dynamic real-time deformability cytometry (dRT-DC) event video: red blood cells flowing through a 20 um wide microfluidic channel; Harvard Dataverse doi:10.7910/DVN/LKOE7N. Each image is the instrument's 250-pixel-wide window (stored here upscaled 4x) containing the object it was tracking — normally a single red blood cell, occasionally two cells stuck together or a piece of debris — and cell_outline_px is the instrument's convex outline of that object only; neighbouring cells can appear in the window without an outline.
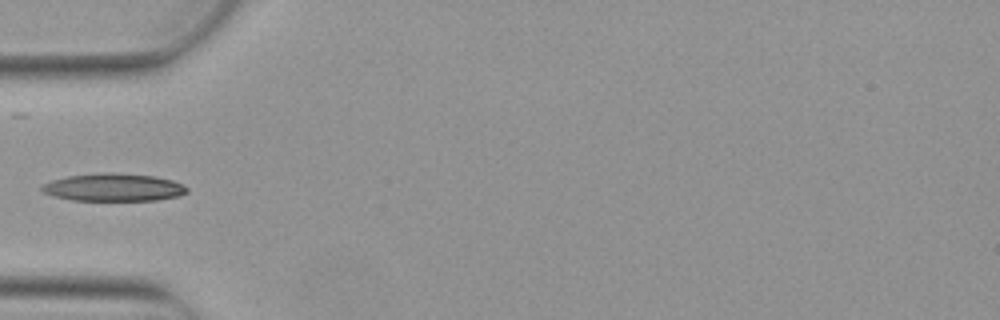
{"species": "Egyptian fruit bat (a non-hibernating species)", "species_latin": "Rousettus aegyptiacus", "temperature_condition": "warm", "stored_images_in_passage": 3, "camera_frame_rate_fps": 3000, "um_per_image_px": 0.085, "animal": {"sex": "female"}, "frame": {"image": 1, "passage_image": 3, "time_ms": 0.667, "image_size_px": [1000, 320], "cell_outline_px": [[188, 192], [180, 196], [156, 200], [72, 200], [52, 196], [44, 192], [40, 188], [44, 184], [52, 180], [68, 176], [100, 172], [112, 172], [156, 176], [172, 180], [184, 184], [188, 188]], "centroid_in_image_um": [9.69, 15.92], "position_along_channel_um": 75.3, "area_um2": 23.58}}